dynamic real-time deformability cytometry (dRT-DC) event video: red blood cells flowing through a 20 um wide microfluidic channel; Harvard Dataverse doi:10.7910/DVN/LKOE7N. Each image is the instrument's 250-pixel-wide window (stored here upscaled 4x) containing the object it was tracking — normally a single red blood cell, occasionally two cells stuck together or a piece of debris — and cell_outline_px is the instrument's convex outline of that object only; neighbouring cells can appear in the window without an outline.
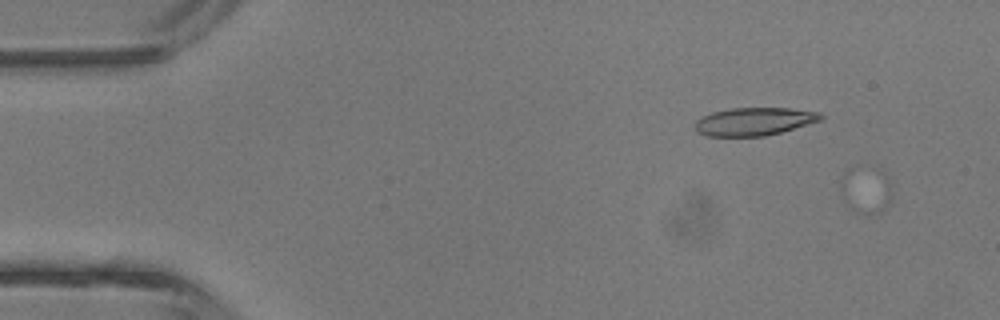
{"species": "common noctule bat (a hibernating species)", "species_latin": "Nyctalus noctula", "temperature_condition": "room temperature", "stored_images_in_passage": 4, "camera_frame_rate_fps": 3000, "um_per_image_px": 0.085, "animal": {"sex": "male", "body_mass_g": 13.3}, "frame": {"image": 1, "passage_image": 2, "time_ms": 1.333, "image_size_px": [1000, 320], "cell_outline_px": [[892, 204], [884, 212], [868, 216], [856, 216], [848, 208], [844, 200], [840, 188], [840, 180], [844, 172], [848, 168], [884, 172], [888, 176], [892, 184]], "centroid_in_image_um": [73.63, 16.29], "position_along_channel_um": 11.4, "area_um2": 14.8}}